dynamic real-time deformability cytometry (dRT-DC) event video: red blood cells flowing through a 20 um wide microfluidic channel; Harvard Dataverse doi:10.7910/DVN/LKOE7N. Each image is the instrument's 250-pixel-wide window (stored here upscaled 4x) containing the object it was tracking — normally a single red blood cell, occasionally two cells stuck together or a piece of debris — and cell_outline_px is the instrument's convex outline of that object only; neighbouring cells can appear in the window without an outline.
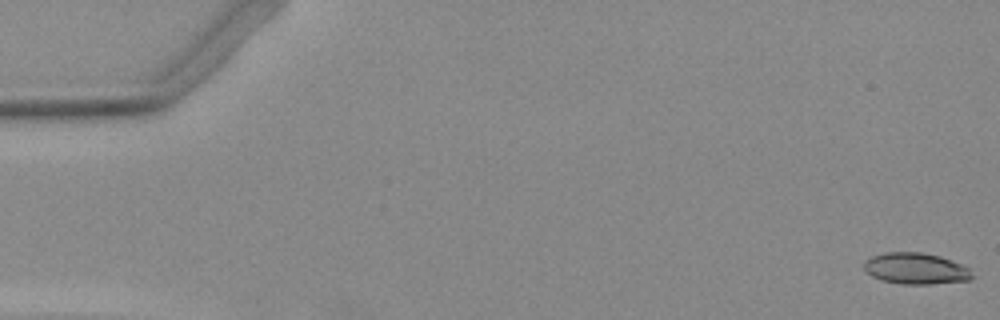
{"species": "Egyptian fruit bat (a non-hibernating species)", "species_latin": "Rousettus aegyptiacus", "temperature_condition": "warm", "stored_images_in_passage": 53, "camera_frame_rate_fps": 3000, "um_per_image_px": 0.085, "animal": {"sex": "female"}, "frame": {"image": 1, "passage_image": 1, "time_ms": 0.0, "image_size_px": [1000, 320], "cell_outline_px": [[972, 276], [968, 280], [928, 284], [904, 284], [880, 280], [872, 276], [864, 268], [864, 260], [872, 256], [884, 252], [924, 252], [940, 256], [960, 264], [968, 268]], "centroid_in_image_um": [77.79, 22.81], "position_along_channel_um": 7.2, "area_um2": 19.54}}
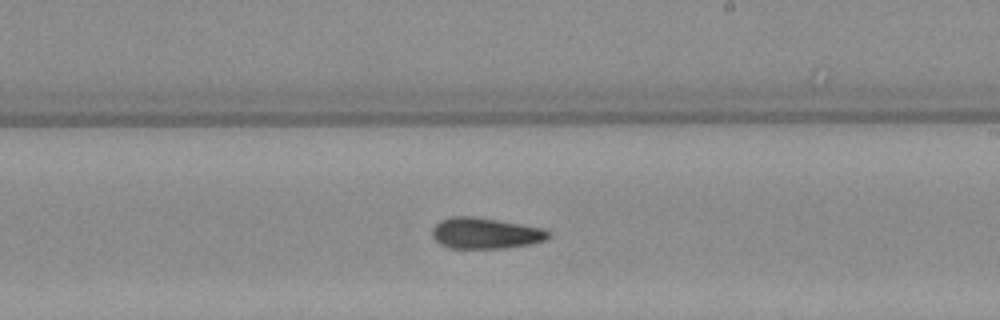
{"frame": {"image": 2, "passage_image": 31, "time_ms": 10.0, "image_size_px": [1000, 320], "cell_outline_px": [[548, 236], [544, 240], [528, 244], [504, 248], [448, 248], [440, 244], [432, 236], [432, 228], [440, 220], [452, 216], [472, 216], [520, 224], [540, 228], [548, 232]], "centroid_in_image_um": [41.17, 19.82], "position_along_channel_um": 247.8, "area_um2": 20.63}}
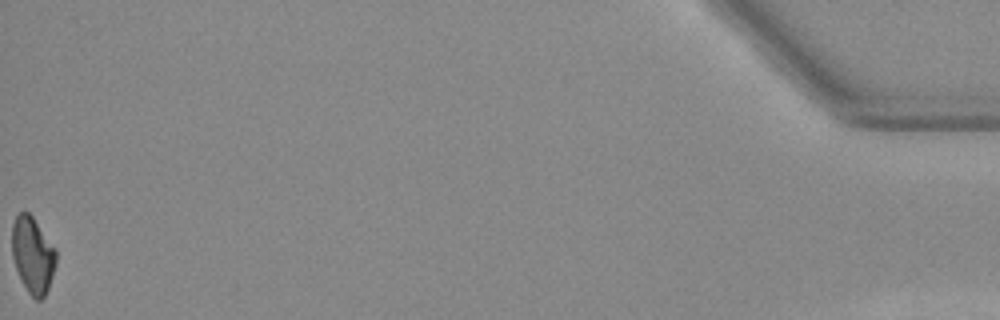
{"frame": {"image": 3, "passage_image": 53, "time_ms": 17.333, "image_size_px": [1000, 320], "cell_outline_px": [[56, 264], [48, 288], [44, 296], [40, 300], [36, 300], [28, 292], [16, 268], [12, 256], [12, 224], [16, 216], [20, 212], [28, 212], [32, 216], [56, 248]], "centroid_in_image_um": [2.79, 21.66], "position_along_channel_um": 432.4, "area_um2": 19.42}}